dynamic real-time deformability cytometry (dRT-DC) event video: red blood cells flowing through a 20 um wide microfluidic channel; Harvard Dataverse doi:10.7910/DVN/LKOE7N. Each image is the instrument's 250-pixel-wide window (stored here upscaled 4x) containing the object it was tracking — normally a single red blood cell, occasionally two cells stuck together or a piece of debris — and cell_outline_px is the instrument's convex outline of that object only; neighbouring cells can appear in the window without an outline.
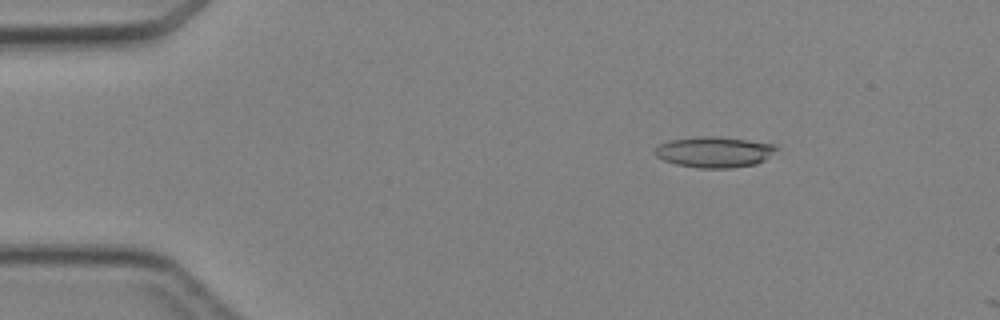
{"species": "Egyptian fruit bat (a non-hibernating species)", "species_latin": "Rousettus aegyptiacus", "temperature_condition": "cold", "stored_images_in_passage": 10, "camera_frame_rate_fps": 3000, "um_per_image_px": 0.085, "animal": {"sex": "female"}, "frame": {"image": 1, "passage_image": 7, "time_ms": 2.0, "image_size_px": [1000, 320], "cell_outline_px": [[780, 148], [764, 160], [756, 164], [728, 168], [696, 168], [676, 164], [664, 160], [656, 156], [652, 152], [656, 144], [668, 140], [700, 136], [716, 136], [748, 140], [776, 144]], "centroid_in_image_um": [60.68, 12.91], "position_along_channel_um": 24.3, "area_um2": 22.14}}